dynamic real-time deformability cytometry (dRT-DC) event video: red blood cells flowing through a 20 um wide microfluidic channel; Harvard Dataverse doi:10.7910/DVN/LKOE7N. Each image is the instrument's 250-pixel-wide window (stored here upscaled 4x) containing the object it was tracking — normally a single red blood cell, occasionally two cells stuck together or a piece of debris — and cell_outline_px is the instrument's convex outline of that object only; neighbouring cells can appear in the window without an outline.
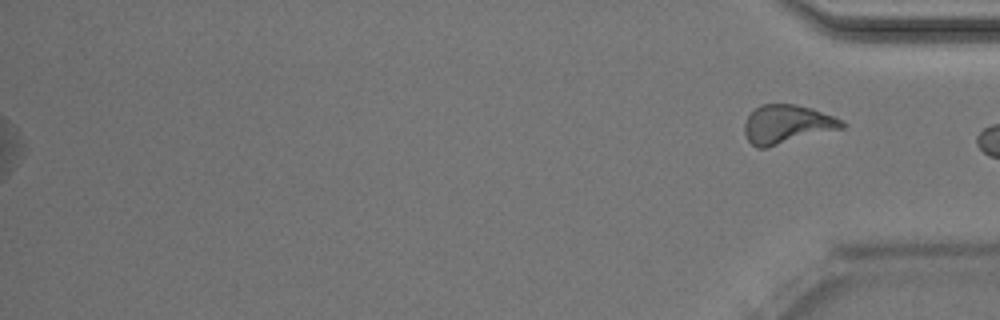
{"species": "Egyptian fruit bat (a non-hibernating species)", "species_latin": "Rousettus aegyptiacus", "temperature_condition": "room temperature", "stored_images_in_passage": 51, "segment_of_instrument_passage": [2, 2], "camera_frame_rate_fps": 3000, "um_per_image_px": 0.085, "animal": {"sex": "male"}, "frame": {"image": 1, "passage_image": 51, "time_ms": 16.667, "image_size_px": [1000, 320], "cell_outline_px": [[844, 128], [768, 148], [756, 148], [748, 140], [744, 132], [744, 124], [748, 116], [760, 104], [796, 104], [812, 108], [844, 120]], "centroid_in_image_um": [66.9, 10.57], "position_along_channel_um": 368.3, "area_um2": 22.2}}